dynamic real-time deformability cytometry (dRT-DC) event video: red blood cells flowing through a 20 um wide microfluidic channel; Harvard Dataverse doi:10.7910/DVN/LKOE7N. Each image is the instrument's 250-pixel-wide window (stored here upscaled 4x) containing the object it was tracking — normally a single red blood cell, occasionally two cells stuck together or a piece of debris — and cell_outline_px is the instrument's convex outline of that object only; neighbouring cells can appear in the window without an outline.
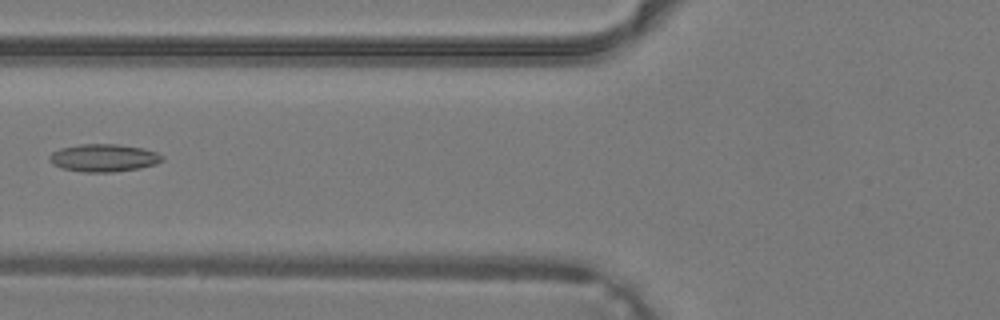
{"species": "common noctule bat (a hibernating species)", "species_latin": "Nyctalus noctula", "temperature_condition": "warm", "stored_images_in_passage": 37, "camera_frame_rate_fps": 3000, "um_per_image_px": 0.085, "animal": {"sex": "male", "body_mass_g": 19.2, "forearm_length_mm": 51.8}, "frame": {"image": 1, "passage_image": 14, "time_ms": 4.333, "image_size_px": [1000, 320], "cell_outline_px": [[164, 160], [156, 164], [140, 168], [112, 172], [84, 172], [64, 168], [52, 164], [48, 160], [48, 156], [52, 152], [60, 148], [80, 144], [116, 144], [144, 148], [156, 152], [164, 156]], "centroid_in_image_um": [8.82, 13.41], "position_along_channel_um": 117.0, "area_um2": 18.26}}
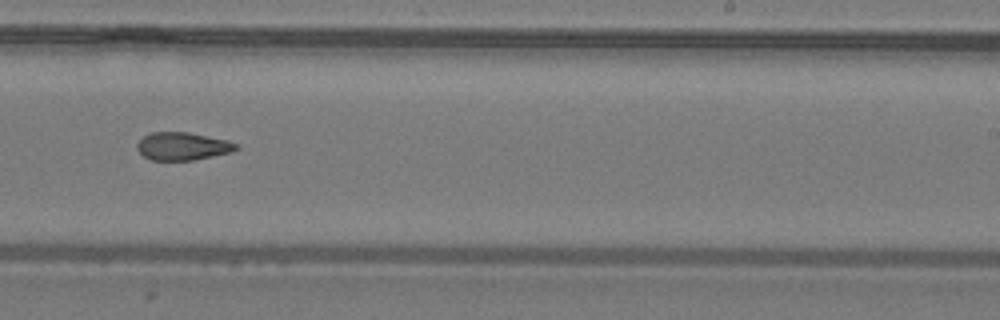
{"frame": {"image": 2, "passage_image": 23, "time_ms": 7.333, "image_size_px": [1000, 320], "cell_outline_px": [[240, 148], [232, 152], [192, 160], [152, 160], [144, 156], [136, 148], [136, 144], [144, 136], [152, 132], [188, 132], [228, 140], [240, 144]], "centroid_in_image_um": [15.56, 12.42], "position_along_channel_um": 273.4, "area_um2": 16.13}}
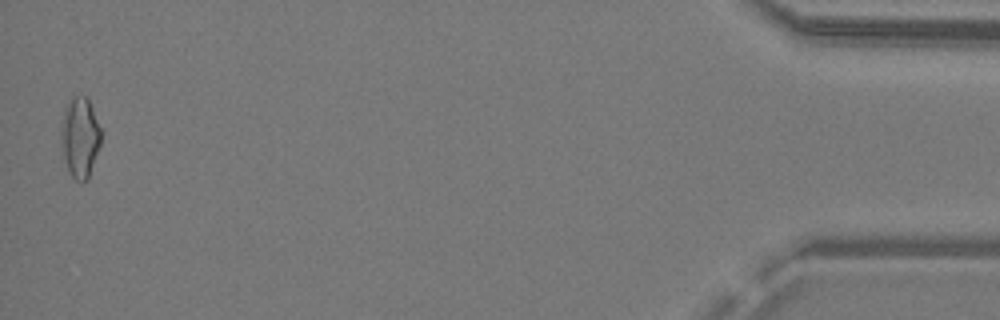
{"frame": {"image": 3, "passage_image": 37, "time_ms": 12.0, "image_size_px": [1000, 320], "cell_outline_px": [[100, 144], [88, 180], [76, 180], [72, 176], [68, 168], [64, 156], [60, 132], [60, 128], [64, 112], [72, 96], [88, 96], [100, 128]], "centroid_in_image_um": [6.8, 11.65], "position_along_channel_um": 428.4, "area_um2": 18.32}}